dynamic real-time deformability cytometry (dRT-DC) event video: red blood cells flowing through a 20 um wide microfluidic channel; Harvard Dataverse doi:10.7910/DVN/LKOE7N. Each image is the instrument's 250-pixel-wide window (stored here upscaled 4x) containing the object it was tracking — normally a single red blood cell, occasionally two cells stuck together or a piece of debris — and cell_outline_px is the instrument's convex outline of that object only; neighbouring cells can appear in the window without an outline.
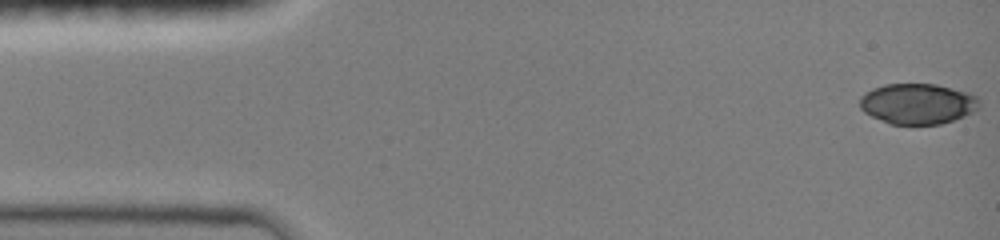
{"species": "common noctule bat (a hibernating species)", "species_latin": "Nyctalus noctula", "temperature_condition": "room temperature", "stored_images_in_passage": 71, "camera_frame_rate_fps": 3000, "um_per_image_px": 0.085, "animal": {"sex": "female", "body_mass_g": 19.0, "forearm_length_mm": 51.5}, "frame": {"image": 1, "passage_image": 1, "time_ms": 0.0, "image_size_px": [1000, 240], "cell_outline_px": [[980, 108], [964, 116], [940, 124], [888, 124], [864, 112], [860, 108], [860, 96], [872, 88], [884, 84], [936, 84], [968, 92], [980, 96]], "centroid_in_image_um": [78.02, 8.81], "position_along_channel_um": 7.0, "area_um2": 28.5}}
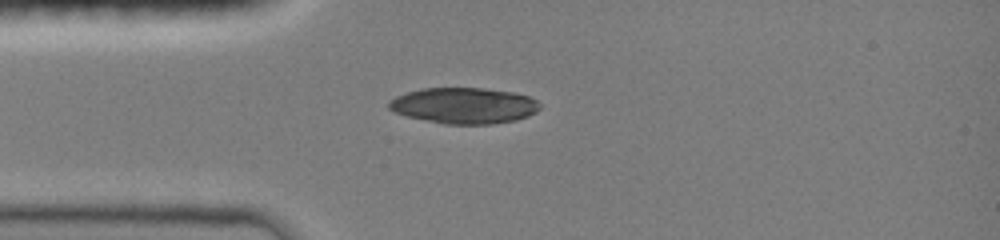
{"frame": {"image": 2, "passage_image": 23, "time_ms": 3.667, "image_size_px": [1000, 240], "cell_outline_px": [[540, 108], [536, 112], [528, 116], [516, 120], [492, 124], [444, 124], [424, 120], [408, 116], [396, 112], [388, 108], [388, 100], [396, 96], [420, 88], [484, 88], [512, 92], [528, 96], [536, 100], [540, 104]], "centroid_in_image_um": [39.44, 8.97], "position_along_channel_um": 45.6, "area_um2": 31.67}}